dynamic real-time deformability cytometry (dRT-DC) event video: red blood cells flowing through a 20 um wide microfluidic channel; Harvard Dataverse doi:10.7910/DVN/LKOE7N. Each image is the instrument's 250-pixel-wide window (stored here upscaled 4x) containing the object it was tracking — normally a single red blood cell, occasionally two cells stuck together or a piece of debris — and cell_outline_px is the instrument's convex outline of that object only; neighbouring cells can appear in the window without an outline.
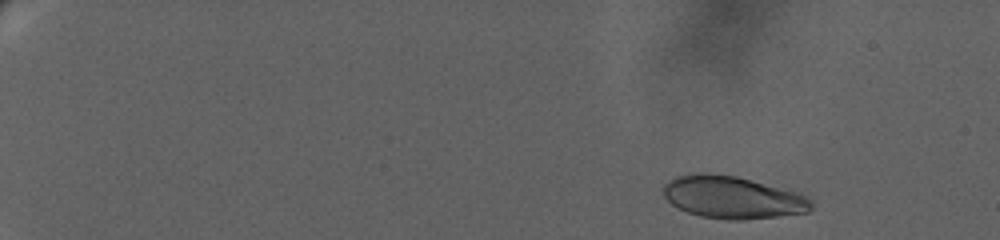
{"species": "human", "species_latin": "Homo sapiens", "temperature_condition": "warm", "stored_images_in_passage": 66, "camera_frame_rate_fps": 3000, "um_per_image_px": 0.085, "donor": {"sex": "female"}, "frame": {"image": 1, "passage_image": 5, "time_ms": 1.667, "image_size_px": [1000, 240], "cell_outline_px": [[812, 208], [808, 212], [744, 220], [728, 220], [700, 216], [688, 212], [672, 204], [664, 196], [660, 188], [664, 184], [676, 176], [692, 172], [708, 172], [736, 176], [796, 192], [808, 196], [812, 200]], "centroid_in_image_um": [62.23, 16.76], "position_along_channel_um": 22.8, "area_um2": 36.7}}
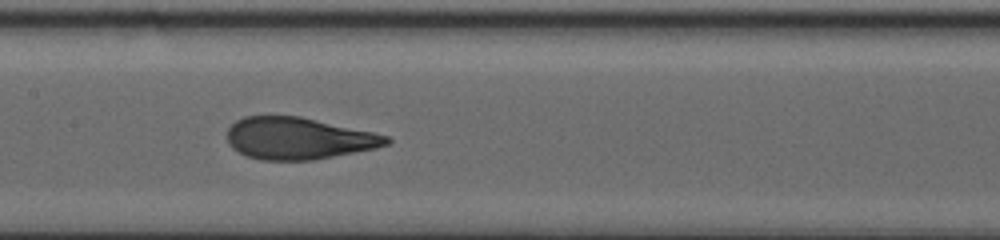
{"frame": {"image": 2, "passage_image": 37, "time_ms": 12.333, "image_size_px": [1000, 240], "cell_outline_px": [[392, 140], [388, 144], [376, 148], [312, 160], [260, 160], [248, 156], [232, 148], [228, 144], [228, 128], [236, 120], [244, 116], [300, 116], [372, 132], [388, 136]], "centroid_in_image_um": [25.35, 11.76], "position_along_channel_um": 182.1, "area_um2": 38.67}}
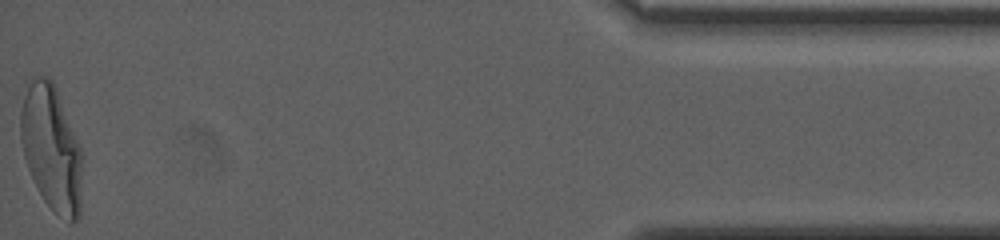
{"frame": {"image": 3, "passage_image": 66, "time_ms": 22.667, "image_size_px": [1000, 240], "cell_outline_px": [[80, 216], [72, 224], [56, 212], [44, 200], [28, 168], [24, 156], [20, 140], [20, 112], [24, 96], [32, 80], [36, 76], [48, 76], [52, 80], [56, 88], [80, 144]], "centroid_in_image_um": [4.36, 12.57], "position_along_channel_um": 430.8, "area_um2": 44.27}, "authors_computed_cell_mechanics": {"area_um2": 38.6104, "velocity_mm_per_s": 3.0448, "shape_relaxation_time_tau1_ms": 5.6976, "shape_relaxation_time_tau2_ms": null, "deformation_change_tau1": 0.2267, "deformation_change_tau2": null}}